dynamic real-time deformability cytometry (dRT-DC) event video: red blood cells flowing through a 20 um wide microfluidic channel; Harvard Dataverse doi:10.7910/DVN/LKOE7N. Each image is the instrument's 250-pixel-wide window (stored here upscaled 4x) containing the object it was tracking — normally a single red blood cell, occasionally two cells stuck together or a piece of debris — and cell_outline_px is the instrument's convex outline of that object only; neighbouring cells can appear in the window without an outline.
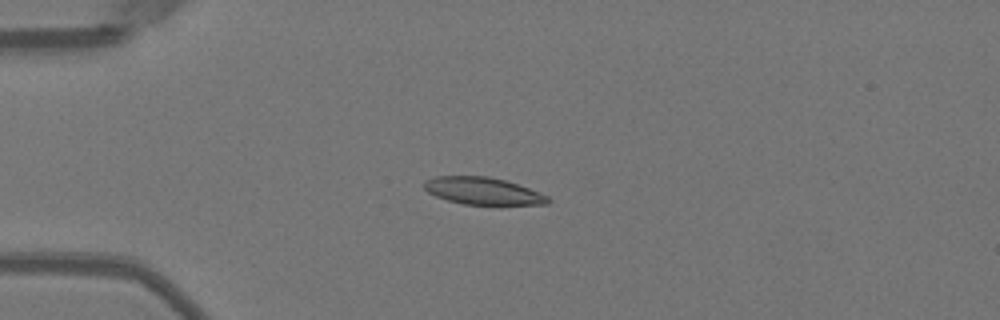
{"species": "Egyptian fruit bat (a non-hibernating species)", "species_latin": "Rousettus aegyptiacus", "temperature_condition": "warm", "stored_images_in_passage": 19, "camera_frame_rate_fps": 3000, "um_per_image_px": 0.085, "animal": {"sex": "female"}, "frame": {"image": 1, "passage_image": 14, "time_ms": 4.333, "image_size_px": [1000, 320], "cell_outline_px": [[552, 200], [548, 204], [464, 204], [448, 200], [436, 196], [428, 192], [424, 188], [424, 180], [436, 176], [488, 176], [504, 180], [540, 192], [548, 196]], "centroid_in_image_um": [41.04, 16.22], "position_along_channel_um": 44.0, "area_um2": 19.42}}
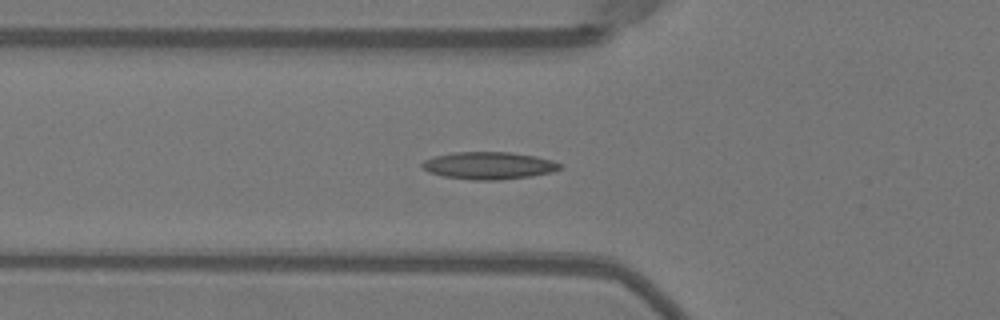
{"frame": {"image": 2, "passage_image": 19, "time_ms": 6.0, "image_size_px": [1000, 320], "cell_outline_px": [[564, 164], [560, 168], [552, 172], [532, 176], [500, 180], [472, 180], [444, 176], [428, 172], [420, 164], [424, 160], [436, 156], [452, 152], [508, 152], [536, 156], [552, 160]], "centroid_in_image_um": [41.57, 14.07], "position_along_channel_um": 84.2, "area_um2": 22.02}}